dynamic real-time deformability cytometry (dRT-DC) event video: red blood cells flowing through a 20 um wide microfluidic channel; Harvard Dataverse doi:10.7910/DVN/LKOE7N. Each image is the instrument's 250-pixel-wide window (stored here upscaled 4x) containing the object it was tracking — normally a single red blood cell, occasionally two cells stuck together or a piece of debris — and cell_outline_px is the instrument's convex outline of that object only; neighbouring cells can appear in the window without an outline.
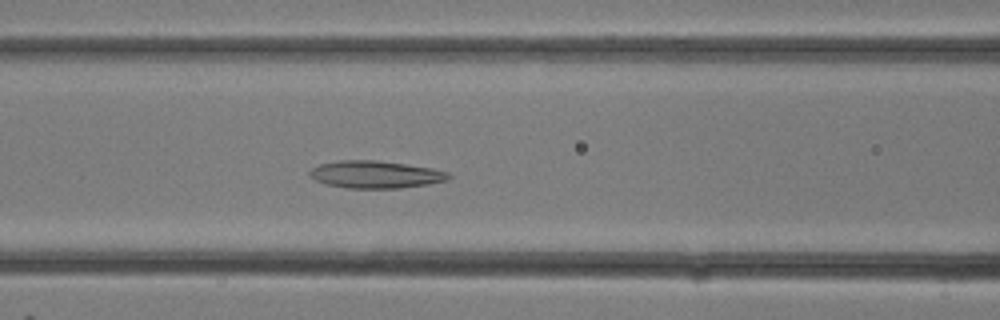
{"species": "common noctule bat (a hibernating species)", "species_latin": "Nyctalus noctula", "temperature_condition": "room temperature", "stored_images_in_passage": 9, "camera_frame_rate_fps": 3000, "um_per_image_px": 0.085, "animal": {"sex": "female"}, "frame": {"image": 1, "passage_image": 7, "time_ms": 2.0, "image_size_px": [1000, 320], "cell_outline_px": [[452, 176], [448, 180], [428, 184], [400, 188], [348, 188], [328, 184], [316, 180], [308, 176], [308, 172], [312, 168], [320, 164], [340, 160], [376, 160], [432, 168], [448, 172]], "centroid_in_image_um": [31.92, 14.83], "position_along_channel_um": 134.7, "area_um2": 22.08}}
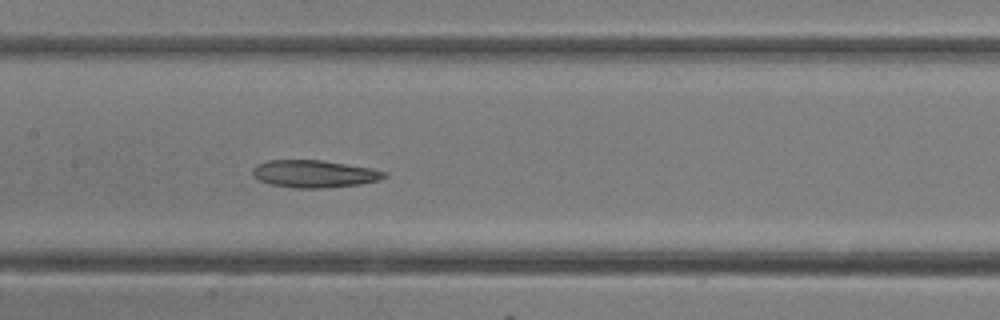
{"frame": {"image": 2, "passage_image": 9, "time_ms": 2.667, "image_size_px": [1000, 320], "cell_outline_px": [[388, 176], [380, 180], [360, 184], [324, 188], [292, 188], [272, 184], [260, 180], [252, 176], [252, 168], [256, 164], [268, 160], [320, 160], [372, 168], [388, 172]], "centroid_in_image_um": [26.72, 14.77], "position_along_channel_um": 180.7, "area_um2": 21.15}}